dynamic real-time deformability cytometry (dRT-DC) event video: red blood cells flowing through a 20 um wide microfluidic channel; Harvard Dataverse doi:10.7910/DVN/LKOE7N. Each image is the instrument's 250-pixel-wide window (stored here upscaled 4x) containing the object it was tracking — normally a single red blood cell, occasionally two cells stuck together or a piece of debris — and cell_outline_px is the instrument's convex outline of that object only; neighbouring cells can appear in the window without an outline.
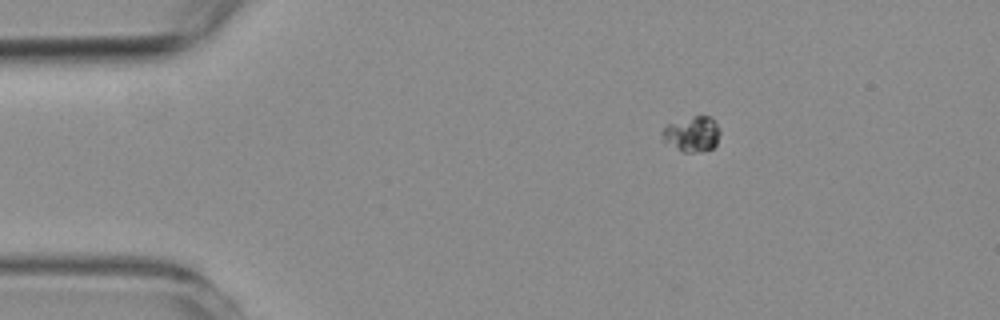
{"species": "common noctule bat (a hibernating species)", "species_latin": "Nyctalus noctula", "temperature_condition": "room temperature", "stored_images_in_passage": 50, "camera_frame_rate_fps": 3000, "um_per_image_px": 0.085, "animal": {"sex": "female", "body_mass_g": 19.3, "forearm_length_mm": 54.1}, "frame": {"image": 1, "passage_image": 1, "time_ms": 0.0, "image_size_px": [1000, 320], "cell_outline_px": [[720, 132], [716, 144], [712, 148], [692, 152], [684, 152], [664, 144], [660, 136], [664, 128], [668, 124], [692, 116], [712, 116], [720, 128]], "centroid_in_image_um": [58.8, 11.38], "position_along_channel_um": 26.2, "area_um2": 12.02}}
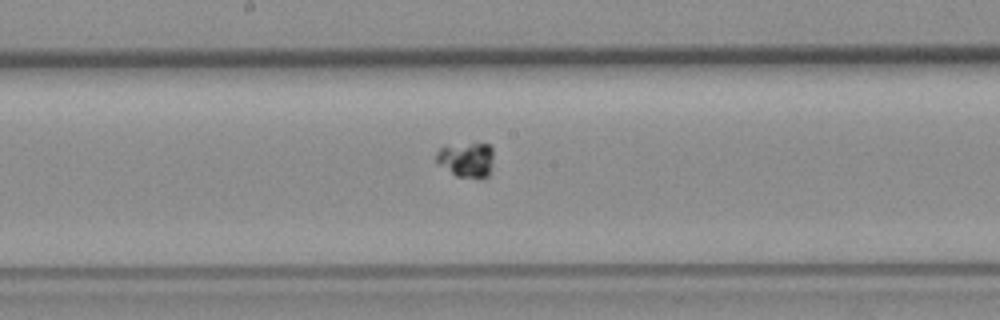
{"frame": {"image": 2, "passage_image": 22, "time_ms": 7.0, "image_size_px": [1000, 320], "cell_outline_px": [[492, 168], [488, 176], [484, 180], [480, 180], [456, 176], [436, 164], [436, 152], [444, 144], [488, 144], [492, 148]], "centroid_in_image_um": [39.62, 13.61], "position_along_channel_um": 208.6, "area_um2": 12.2}}
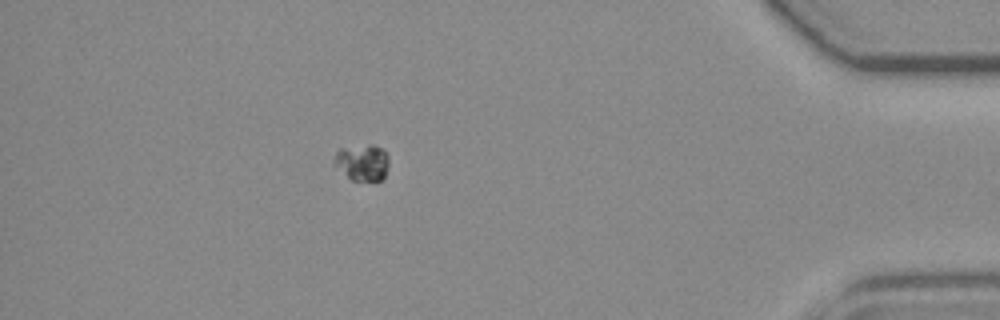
{"frame": {"image": 3, "passage_image": 43, "time_ms": 14.0, "image_size_px": [1000, 320], "cell_outline_px": [[388, 168], [384, 176], [380, 180], [352, 180], [332, 160], [336, 152], [340, 148], [368, 144], [372, 144], [384, 148], [388, 156]], "centroid_in_image_um": [30.83, 13.76], "position_along_channel_um": 404.4, "area_um2": 11.5}}